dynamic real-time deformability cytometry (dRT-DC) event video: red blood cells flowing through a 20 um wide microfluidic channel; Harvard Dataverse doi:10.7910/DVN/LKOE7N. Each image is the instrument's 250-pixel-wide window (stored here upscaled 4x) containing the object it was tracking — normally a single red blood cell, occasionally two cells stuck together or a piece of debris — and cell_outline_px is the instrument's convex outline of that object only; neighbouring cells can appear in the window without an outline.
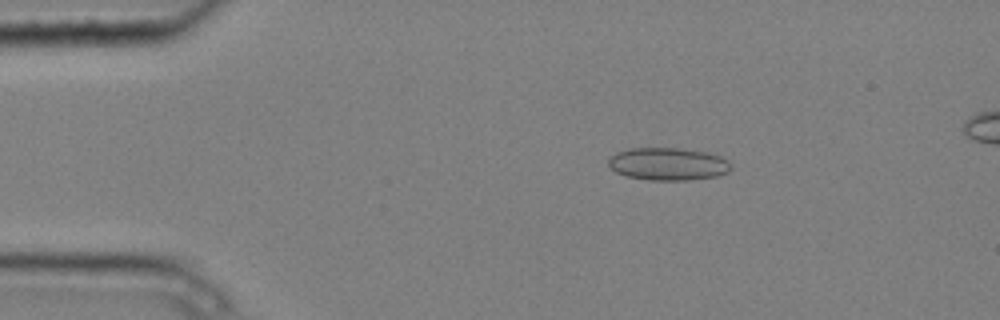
{"species": "common noctule bat (a hibernating species)", "species_latin": "Nyctalus noctula", "temperature_condition": "cold", "stored_images_in_passage": 5, "camera_frame_rate_fps": 3000, "um_per_image_px": 0.085, "animal": {"sex": "male", "body_mass_g": 20.4}, "frame": {"image": 1, "passage_image": 3, "time_ms": 0.667, "image_size_px": [1000, 320], "cell_outline_px": [[732, 168], [728, 172], [716, 176], [688, 180], [648, 180], [628, 176], [616, 172], [608, 164], [608, 156], [616, 152], [628, 148], [684, 148], [708, 152], [720, 156], [728, 160]], "centroid_in_image_um": [56.78, 13.92], "position_along_channel_um": 28.2, "area_um2": 23.52}}